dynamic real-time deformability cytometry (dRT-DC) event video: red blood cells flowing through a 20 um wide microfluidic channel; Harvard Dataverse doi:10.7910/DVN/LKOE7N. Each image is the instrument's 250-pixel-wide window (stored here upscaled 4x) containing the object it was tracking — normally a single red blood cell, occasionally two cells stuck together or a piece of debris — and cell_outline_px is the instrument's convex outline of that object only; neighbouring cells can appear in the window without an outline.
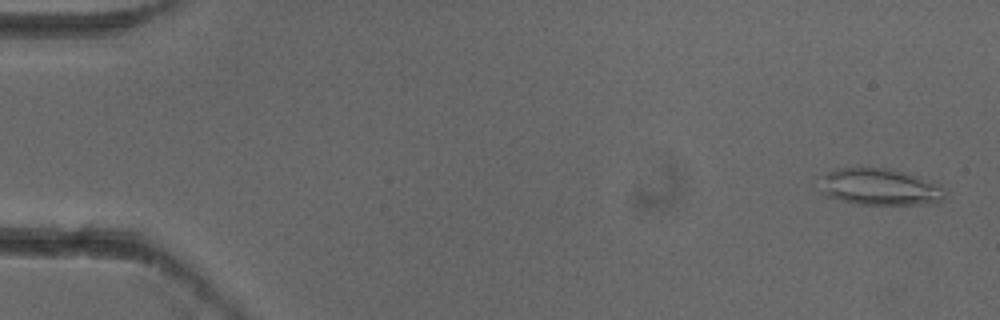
{"species": "common noctule bat (a hibernating species)", "species_latin": "Nyctalus noctula", "temperature_condition": "cold", "stored_images_in_passage": 3, "camera_frame_rate_fps": 3000, "um_per_image_px": 0.085, "animal": {"sex": "female"}, "frame": {"image": 1, "passage_image": 1, "time_ms": 0.0, "image_size_px": [1000, 320], "cell_outline_px": [[948, 192], [944, 200], [936, 204], [856, 204], [828, 196], [824, 176], [828, 172], [836, 168], [884, 168], [904, 172], [928, 180], [944, 188]], "centroid_in_image_um": [74.94, 15.91], "position_along_channel_um": 10.1, "area_um2": 26.13}}